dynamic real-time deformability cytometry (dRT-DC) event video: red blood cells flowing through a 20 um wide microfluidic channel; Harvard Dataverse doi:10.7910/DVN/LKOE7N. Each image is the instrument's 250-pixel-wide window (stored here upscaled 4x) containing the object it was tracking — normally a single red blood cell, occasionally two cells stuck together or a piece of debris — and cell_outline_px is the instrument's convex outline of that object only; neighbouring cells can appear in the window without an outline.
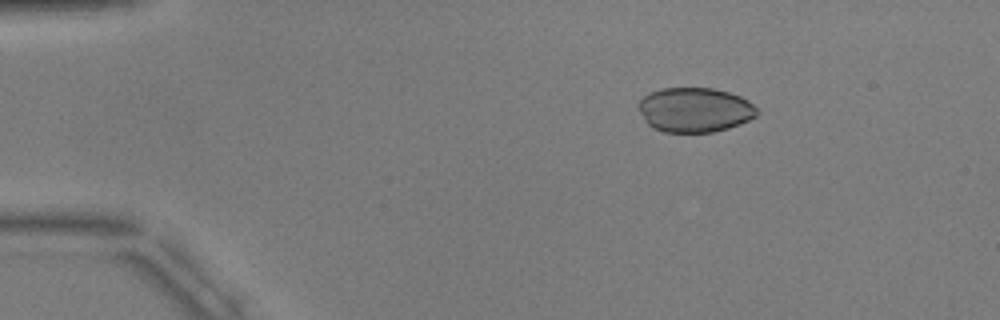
{"species": "common noctule bat (a hibernating species)", "species_latin": "Nyctalus noctula", "temperature_condition": "warm", "stored_images_in_passage": 4, "camera_frame_rate_fps": 3000, "um_per_image_px": 0.085, "animal": {"sex": "male", "body_mass_g": 17.9, "forearm_length_mm": 54.2}, "frame": {"image": 1, "passage_image": 1, "time_ms": 0.0, "image_size_px": [1000, 320], "cell_outline_px": [[756, 116], [740, 124], [728, 128], [712, 132], [664, 132], [652, 128], [644, 120], [640, 112], [640, 100], [644, 96], [660, 88], [712, 88], [728, 92], [740, 96], [748, 100], [756, 108]], "centroid_in_image_um": [59.05, 9.34], "position_along_channel_um": 26.0, "area_um2": 30.63}}